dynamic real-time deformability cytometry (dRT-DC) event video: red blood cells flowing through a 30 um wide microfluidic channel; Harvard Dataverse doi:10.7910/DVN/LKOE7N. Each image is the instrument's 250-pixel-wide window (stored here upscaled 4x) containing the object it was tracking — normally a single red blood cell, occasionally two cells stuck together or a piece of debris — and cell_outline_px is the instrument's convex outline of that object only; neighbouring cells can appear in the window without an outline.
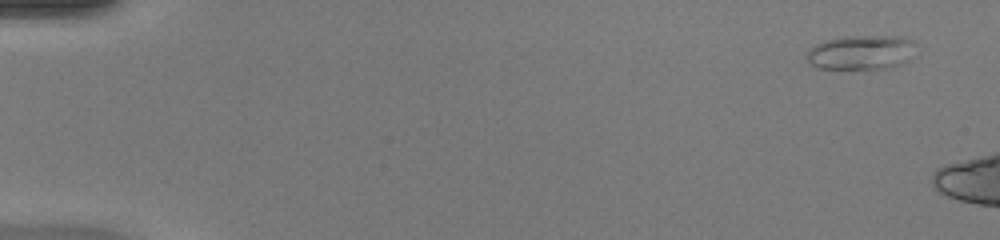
{"species": "common noctule bat (a hibernating species)", "species_latin": "Nyctalus noctula", "temperature_condition": "warm", "stored_images_in_passage": 6, "camera_frame_rate_fps": 3000, "um_per_image_px": 0.085, "animal": {"sex": "female", "body_mass_g": 20.0, "forearm_length_mm": 54.0}, "frame": {"image": 1, "passage_image": 1, "time_ms": 0.0, "image_size_px": [1000, 240], "cell_outline_px": [[912, 40], [908, 60], [900, 64], [884, 68], [816, 68], [808, 60], [808, 52], [816, 44], [824, 40], [848, 36], [900, 36]], "centroid_in_image_um": [73.14, 4.44], "position_along_channel_um": 11.9, "area_um2": 21.15}}